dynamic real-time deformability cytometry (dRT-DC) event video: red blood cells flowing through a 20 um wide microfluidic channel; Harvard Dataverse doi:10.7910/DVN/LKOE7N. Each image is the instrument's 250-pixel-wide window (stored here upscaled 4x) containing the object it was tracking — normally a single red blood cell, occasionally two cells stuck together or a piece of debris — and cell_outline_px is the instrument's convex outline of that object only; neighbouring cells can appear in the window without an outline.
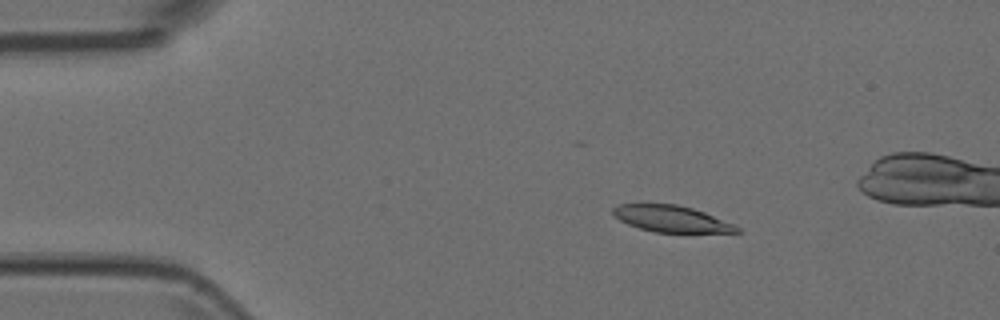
{"species": "Egyptian fruit bat (a non-hibernating species)", "species_latin": "Rousettus aegyptiacus", "temperature_condition": "room temperature", "stored_images_in_passage": 7, "camera_frame_rate_fps": 3000, "um_per_image_px": 0.085, "animal": {"sex": "female"}, "frame": {"image": 1, "passage_image": 3, "time_ms": 0.667, "image_size_px": [1000, 320], "cell_outline_px": [[740, 232], [656, 232], [640, 228], [628, 224], [620, 220], [612, 212], [612, 208], [616, 204], [676, 204], [692, 208], [704, 212], [732, 224], [740, 228]], "centroid_in_image_um": [57.02, 18.59], "position_along_channel_um": 28.0, "area_um2": 18.73}}
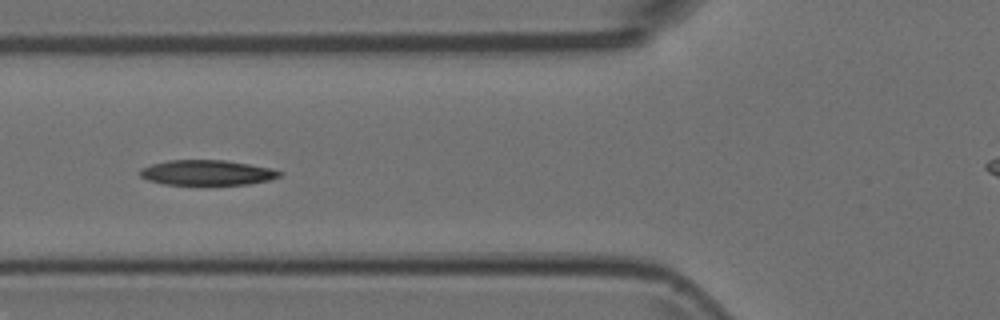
{"frame": {"image": 2, "passage_image": 6, "time_ms": 1.667, "image_size_px": [1000, 320], "cell_outline_px": [[284, 172], [280, 176], [268, 180], [248, 184], [164, 184], [148, 180], [140, 176], [140, 168], [152, 164], [168, 160], [224, 160], [248, 164], [268, 168]], "centroid_in_image_um": [17.57, 14.67], "position_along_channel_um": 108.2, "area_um2": 20.17}}
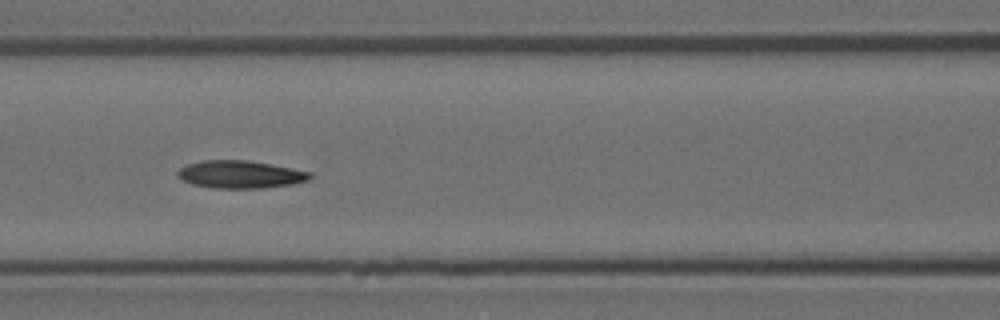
{"frame": {"image": 3, "passage_image": 7, "time_ms": 2.0, "image_size_px": [1000, 320], "cell_outline_px": [[312, 176], [308, 180], [292, 184], [264, 188], [212, 188], [192, 184], [176, 176], [176, 172], [180, 168], [188, 164], [200, 160], [248, 160], [292, 168], [312, 172]], "centroid_in_image_um": [20.41, 14.82], "position_along_channel_um": 146.2, "area_um2": 21.39}}